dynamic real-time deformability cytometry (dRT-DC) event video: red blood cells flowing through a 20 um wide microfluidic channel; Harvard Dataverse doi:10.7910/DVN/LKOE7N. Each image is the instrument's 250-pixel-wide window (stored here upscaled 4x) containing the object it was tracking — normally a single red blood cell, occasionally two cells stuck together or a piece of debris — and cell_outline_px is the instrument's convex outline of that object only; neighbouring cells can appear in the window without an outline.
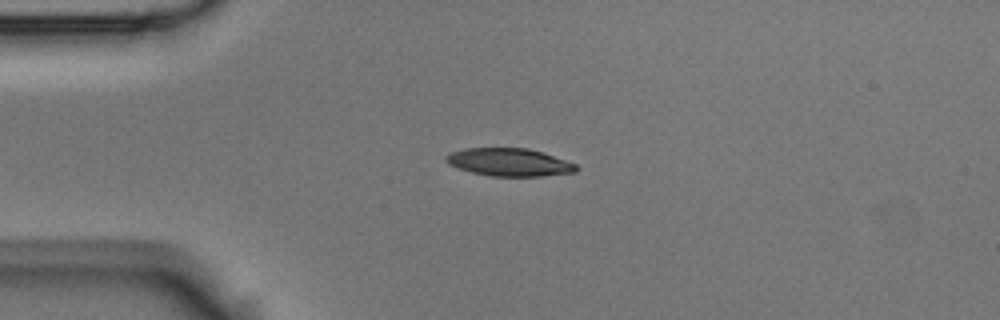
{"species": "Egyptian fruit bat (a non-hibernating species)", "species_latin": "Rousettus aegyptiacus", "temperature_condition": "room temperature", "stored_images_in_passage": 42, "camera_frame_rate_fps": 3000, "um_per_image_px": 0.085, "animal": {"sex": "male"}, "frame": {"image": 1, "passage_image": 1, "time_ms": 0.0, "image_size_px": [1000, 320], "cell_outline_px": [[580, 168], [576, 172], [540, 176], [492, 176], [472, 172], [448, 164], [444, 160], [444, 156], [452, 152], [464, 148], [528, 148], [544, 152], [576, 164]], "centroid_in_image_um": [43.3, 13.78], "position_along_channel_um": 41.7, "area_um2": 21.15}}
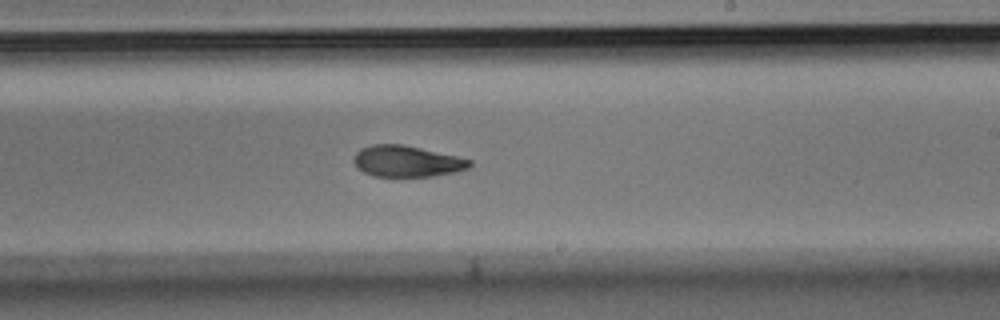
{"frame": {"image": 2, "passage_image": 20, "time_ms": 6.333, "image_size_px": [1000, 320], "cell_outline_px": [[472, 164], [468, 168], [456, 172], [432, 176], [372, 176], [356, 168], [352, 160], [356, 152], [360, 148], [372, 144], [400, 144], [420, 148], [456, 156], [472, 160]], "centroid_in_image_um": [34.54, 13.71], "position_along_channel_um": 254.5, "area_um2": 21.1}}
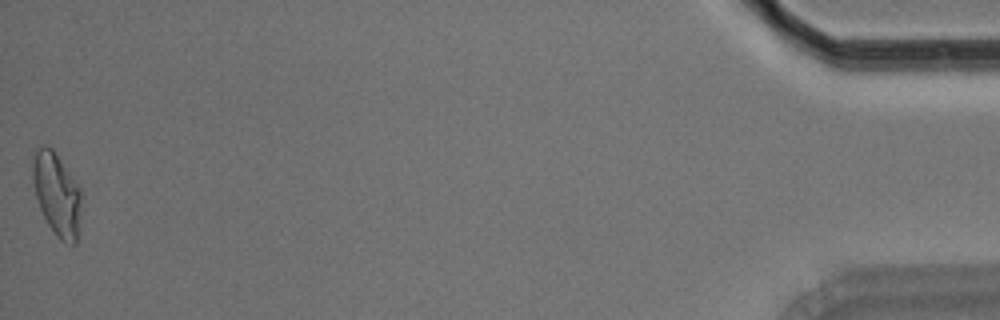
{"frame": {"image": 3, "passage_image": 42, "time_ms": 13.667, "image_size_px": [1000, 320], "cell_outline_px": [[80, 200], [76, 244], [72, 244], [60, 240], [56, 236], [48, 224], [36, 200], [32, 180], [32, 164], [36, 152], [44, 144], [52, 148], [80, 188]], "centroid_in_image_um": [4.79, 16.5], "position_along_channel_um": 430.4, "area_um2": 22.95}, "authors_computed_cell_mechanics": {"area_um2": 21.9351, "velocity_mm_per_s": 3.7101, "shape_relaxation_time_tau1_ms": 4.9872, "shape_relaxation_time_tau2_ms": 3.6405, "deformation_change_tau1": 0.164, "deformation_change_tau2": 0.0909}}